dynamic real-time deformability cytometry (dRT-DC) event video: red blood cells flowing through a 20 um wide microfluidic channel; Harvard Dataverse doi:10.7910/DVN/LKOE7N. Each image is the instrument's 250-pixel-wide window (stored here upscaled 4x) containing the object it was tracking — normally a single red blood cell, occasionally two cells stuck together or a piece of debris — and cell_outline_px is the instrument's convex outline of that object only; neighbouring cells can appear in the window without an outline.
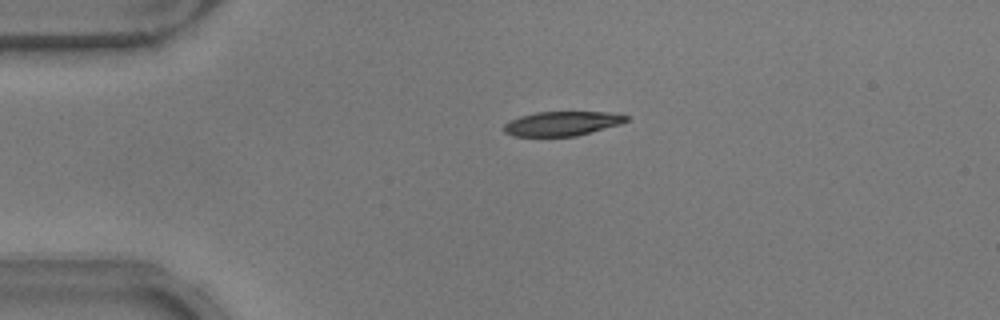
{"species": "common noctule bat (a hibernating species)", "species_latin": "Nyctalus noctula", "temperature_condition": "warm", "stored_images_in_passage": 44, "camera_frame_rate_fps": 3000, "um_per_image_px": 0.085, "animal": {"sex": "male", "body_mass_g": 17.9}, "frame": {"image": 1, "passage_image": 4, "time_ms": 1.0, "image_size_px": [1000, 320], "cell_outline_px": [[628, 120], [620, 124], [576, 136], [512, 136], [504, 132], [504, 124], [508, 120], [520, 116], [536, 112], [616, 112], [628, 116]], "centroid_in_image_um": [47.76, 10.49], "position_along_channel_um": 37.2, "area_um2": 17.46}}
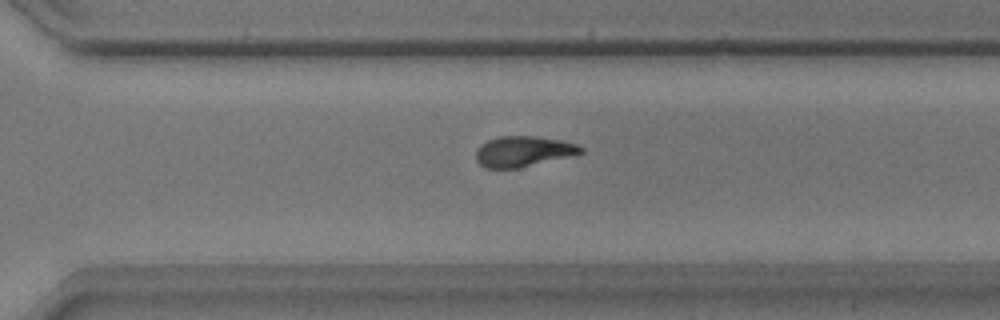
{"frame": {"image": 2, "passage_image": 29, "time_ms": 9.333, "image_size_px": [1000, 320], "cell_outline_px": [[584, 152], [516, 168], [484, 168], [476, 160], [476, 148], [480, 144], [488, 140], [500, 136], [536, 136], [560, 140], [576, 144], [584, 148]], "centroid_in_image_um": [44.42, 12.85], "position_along_channel_um": 326.2, "area_um2": 18.38}}
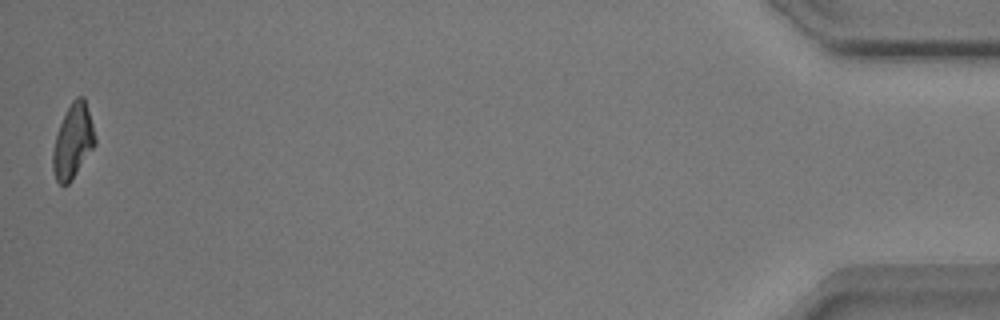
{"frame": {"image": 3, "passage_image": 44, "time_ms": 14.333, "image_size_px": [1000, 320], "cell_outline_px": [[96, 144], [72, 180], [68, 184], [60, 184], [56, 180], [52, 168], [52, 152], [56, 136], [60, 124], [72, 100], [76, 96], [84, 96], [92, 124], [96, 140]], "centroid_in_image_um": [6.2, 12.02], "position_along_channel_um": 429.0, "area_um2": 18.09}, "authors_computed_cell_mechanics": {"area_um2": 18.6694, "velocity_mm_per_s": 3.887, "shape_relaxation_time_tau1_ms": 6.6577, "shape_relaxation_time_tau2_ms": 3.2844, "deformation_change_tau1": 0.211, "deformation_change_tau2": 0.1037}}